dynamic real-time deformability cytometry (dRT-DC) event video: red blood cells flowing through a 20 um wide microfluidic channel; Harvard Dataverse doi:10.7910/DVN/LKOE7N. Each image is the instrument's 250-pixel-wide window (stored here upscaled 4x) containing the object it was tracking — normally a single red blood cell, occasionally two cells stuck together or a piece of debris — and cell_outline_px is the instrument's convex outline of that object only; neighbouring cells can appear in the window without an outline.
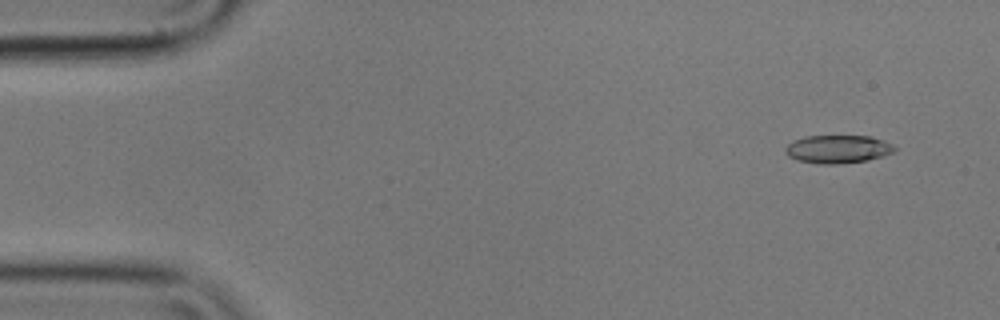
{"species": "common noctule bat (a hibernating species)", "species_latin": "Nyctalus noctula", "temperature_condition": "cold", "stored_images_in_passage": 53, "camera_frame_rate_fps": 3000, "um_per_image_px": 0.085, "animal": {"sex": "male", "body_mass_g": 17.9}, "frame": {"image": 1, "passage_image": 1, "time_ms": 0.0, "image_size_px": [1000, 320], "cell_outline_px": [[896, 152], [884, 156], [868, 160], [840, 164], [820, 164], [796, 160], [788, 156], [784, 152], [784, 148], [788, 144], [804, 136], [872, 136], [884, 140], [892, 144], [896, 148]], "centroid_in_image_um": [71.24, 12.68], "position_along_channel_um": 13.8, "area_um2": 18.15}}
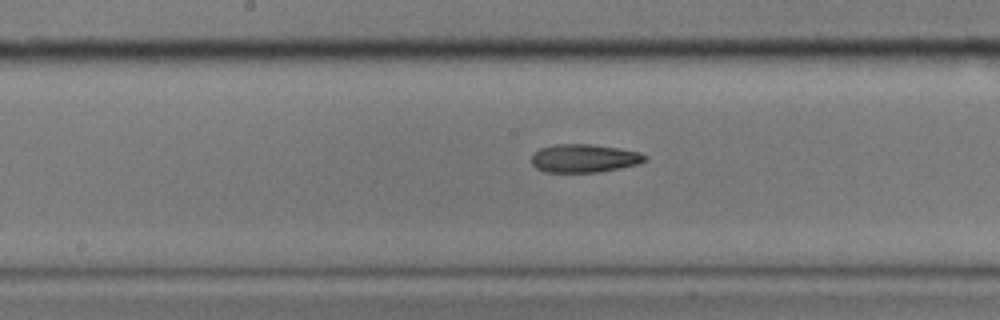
{"frame": {"image": 2, "passage_image": 25, "time_ms": 8.0, "image_size_px": [1000, 320], "cell_outline_px": [[648, 160], [640, 164], [600, 172], [544, 172], [536, 168], [532, 164], [532, 156], [540, 148], [556, 144], [592, 144], [620, 148], [640, 152], [648, 156]], "centroid_in_image_um": [49.71, 13.45], "position_along_channel_um": 198.5, "area_um2": 18.9}}
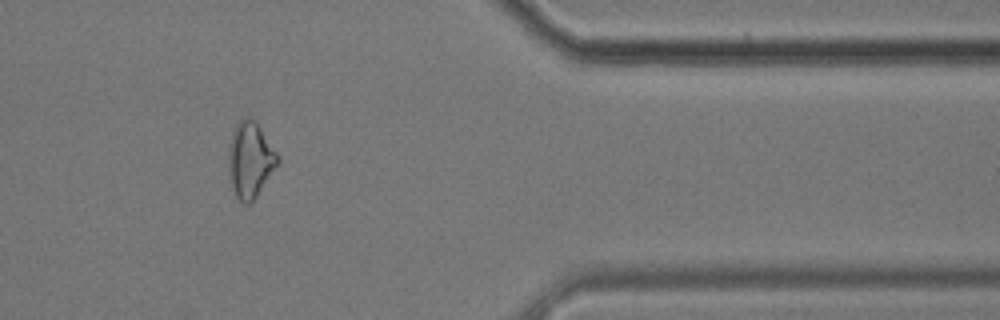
{"frame": {"image": 3, "passage_image": 43, "time_ms": 14.0, "image_size_px": [1000, 320], "cell_outline_px": [[280, 164], [256, 196], [248, 204], [244, 204], [236, 196], [232, 188], [228, 172], [228, 144], [232, 132], [236, 124], [244, 116], [248, 116], [256, 120], [276, 152], [280, 160]], "centroid_in_image_um": [21.26, 13.55], "position_along_channel_um": 390.1, "area_um2": 22.02}, "authors_computed_cell_mechanics": {"area_um2": 19.1318, "velocity_mm_per_s": 3.5663, "shape_relaxation_time_tau1_ms": 5.7912, "shape_relaxation_time_tau2_ms": 6.121, "deformation_change_tau1": 0.1559, "deformation_change_tau2": 0.1543}}